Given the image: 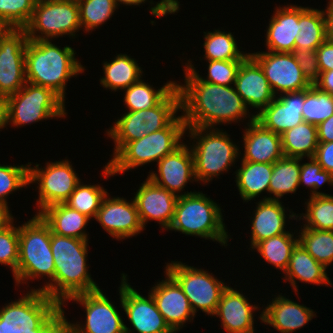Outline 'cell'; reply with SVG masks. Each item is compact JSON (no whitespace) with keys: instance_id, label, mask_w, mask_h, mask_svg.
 Listing matches in <instances>:
<instances>
[{"instance_id":"6da1fadb","label":"cell","mask_w":333,"mask_h":333,"mask_svg":"<svg viewBox=\"0 0 333 333\" xmlns=\"http://www.w3.org/2000/svg\"><path fill=\"white\" fill-rule=\"evenodd\" d=\"M51 230L39 215L19 225V261L13 274L15 283L47 276L48 283L39 289H31L5 306H27L38 310H54L55 264L51 250ZM25 281V282H24Z\"/></svg>"},{"instance_id":"7a4b0ae2","label":"cell","mask_w":333,"mask_h":333,"mask_svg":"<svg viewBox=\"0 0 333 333\" xmlns=\"http://www.w3.org/2000/svg\"><path fill=\"white\" fill-rule=\"evenodd\" d=\"M183 68L185 84L181 85L179 82L176 86L180 93V109L183 110L182 117L186 126L214 128L223 123H238L246 116L250 118V122L255 120V115H249V109L234 85L208 83L186 66Z\"/></svg>"},{"instance_id":"3957f363","label":"cell","mask_w":333,"mask_h":333,"mask_svg":"<svg viewBox=\"0 0 333 333\" xmlns=\"http://www.w3.org/2000/svg\"><path fill=\"white\" fill-rule=\"evenodd\" d=\"M51 250L55 264L54 310L74 295L100 289L89 274L88 240L61 236L51 232Z\"/></svg>"},{"instance_id":"277c9868","label":"cell","mask_w":333,"mask_h":333,"mask_svg":"<svg viewBox=\"0 0 333 333\" xmlns=\"http://www.w3.org/2000/svg\"><path fill=\"white\" fill-rule=\"evenodd\" d=\"M52 40H27L25 51L26 82L52 89L65 101L66 85L70 78L84 72L70 46L62 49Z\"/></svg>"},{"instance_id":"5b68a950","label":"cell","mask_w":333,"mask_h":333,"mask_svg":"<svg viewBox=\"0 0 333 333\" xmlns=\"http://www.w3.org/2000/svg\"><path fill=\"white\" fill-rule=\"evenodd\" d=\"M185 134V121L182 115L177 116L166 128L128 142L105 165L102 176L106 179L147 163L158 162L183 144Z\"/></svg>"},{"instance_id":"8992f818","label":"cell","mask_w":333,"mask_h":333,"mask_svg":"<svg viewBox=\"0 0 333 333\" xmlns=\"http://www.w3.org/2000/svg\"><path fill=\"white\" fill-rule=\"evenodd\" d=\"M223 209L210 197L202 192H194L179 196L175 205L172 224L168 230L182 232L190 236H197L217 241L228 246L229 235L226 231Z\"/></svg>"},{"instance_id":"52a82bcc","label":"cell","mask_w":333,"mask_h":333,"mask_svg":"<svg viewBox=\"0 0 333 333\" xmlns=\"http://www.w3.org/2000/svg\"><path fill=\"white\" fill-rule=\"evenodd\" d=\"M217 129V130H216ZM191 139L195 178L204 184L220 176L235 164L241 152L239 146L230 139V135L216 128L186 126ZM223 131V132H222ZM196 141V143H195ZM194 143V144H193Z\"/></svg>"},{"instance_id":"ba28073f","label":"cell","mask_w":333,"mask_h":333,"mask_svg":"<svg viewBox=\"0 0 333 333\" xmlns=\"http://www.w3.org/2000/svg\"><path fill=\"white\" fill-rule=\"evenodd\" d=\"M180 109V93L175 86L156 106L127 111L106 132L115 143L114 157L128 142L166 128Z\"/></svg>"},{"instance_id":"9c48e42d","label":"cell","mask_w":333,"mask_h":333,"mask_svg":"<svg viewBox=\"0 0 333 333\" xmlns=\"http://www.w3.org/2000/svg\"><path fill=\"white\" fill-rule=\"evenodd\" d=\"M65 101L52 89L26 82L5 98L6 125H30L48 118L66 117Z\"/></svg>"},{"instance_id":"30bf717a","label":"cell","mask_w":333,"mask_h":333,"mask_svg":"<svg viewBox=\"0 0 333 333\" xmlns=\"http://www.w3.org/2000/svg\"><path fill=\"white\" fill-rule=\"evenodd\" d=\"M165 272L179 284L195 315L198 309L208 316L215 314L221 295L227 288L222 280L206 270L179 261L167 263Z\"/></svg>"},{"instance_id":"8fae6325","label":"cell","mask_w":333,"mask_h":333,"mask_svg":"<svg viewBox=\"0 0 333 333\" xmlns=\"http://www.w3.org/2000/svg\"><path fill=\"white\" fill-rule=\"evenodd\" d=\"M68 300L76 301L86 311L85 324L70 323L63 308H59L65 323V333H134L123 322L119 311L101 289L72 296ZM79 323V324H78Z\"/></svg>"},{"instance_id":"7c38bea8","label":"cell","mask_w":333,"mask_h":333,"mask_svg":"<svg viewBox=\"0 0 333 333\" xmlns=\"http://www.w3.org/2000/svg\"><path fill=\"white\" fill-rule=\"evenodd\" d=\"M29 40H52L82 29L77 0L65 3H37L24 28Z\"/></svg>"},{"instance_id":"4fadbf2b","label":"cell","mask_w":333,"mask_h":333,"mask_svg":"<svg viewBox=\"0 0 333 333\" xmlns=\"http://www.w3.org/2000/svg\"><path fill=\"white\" fill-rule=\"evenodd\" d=\"M31 165L29 162V184L37 183L39 190L36 215L51 205L65 203L81 182L68 159L47 162L43 168H39L40 164Z\"/></svg>"},{"instance_id":"5bb4252c","label":"cell","mask_w":333,"mask_h":333,"mask_svg":"<svg viewBox=\"0 0 333 333\" xmlns=\"http://www.w3.org/2000/svg\"><path fill=\"white\" fill-rule=\"evenodd\" d=\"M25 29L10 28L0 39V97L17 93L25 84Z\"/></svg>"},{"instance_id":"9a60e30c","label":"cell","mask_w":333,"mask_h":333,"mask_svg":"<svg viewBox=\"0 0 333 333\" xmlns=\"http://www.w3.org/2000/svg\"><path fill=\"white\" fill-rule=\"evenodd\" d=\"M249 55L260 65L276 96L307 89L312 84L307 80L292 53L254 52Z\"/></svg>"},{"instance_id":"2e32d148","label":"cell","mask_w":333,"mask_h":333,"mask_svg":"<svg viewBox=\"0 0 333 333\" xmlns=\"http://www.w3.org/2000/svg\"><path fill=\"white\" fill-rule=\"evenodd\" d=\"M120 305L138 333H175L165 322L150 293L148 299L132 288L127 275L121 274Z\"/></svg>"},{"instance_id":"e0dca14e","label":"cell","mask_w":333,"mask_h":333,"mask_svg":"<svg viewBox=\"0 0 333 333\" xmlns=\"http://www.w3.org/2000/svg\"><path fill=\"white\" fill-rule=\"evenodd\" d=\"M0 333H65V323L58 310L3 306Z\"/></svg>"},{"instance_id":"ac0fdd59","label":"cell","mask_w":333,"mask_h":333,"mask_svg":"<svg viewBox=\"0 0 333 333\" xmlns=\"http://www.w3.org/2000/svg\"><path fill=\"white\" fill-rule=\"evenodd\" d=\"M94 219L118 241L133 237L145 230L134 199L128 201L123 197L112 198L109 193L102 200Z\"/></svg>"},{"instance_id":"d6986e66","label":"cell","mask_w":333,"mask_h":333,"mask_svg":"<svg viewBox=\"0 0 333 333\" xmlns=\"http://www.w3.org/2000/svg\"><path fill=\"white\" fill-rule=\"evenodd\" d=\"M157 165L158 171H149L150 174L147 176L152 182L167 189L177 197L194 193V191H187V193L178 194L183 191L188 181L197 182L195 178L194 157L189 146L183 143L173 153L159 160Z\"/></svg>"},{"instance_id":"ffe728a7","label":"cell","mask_w":333,"mask_h":333,"mask_svg":"<svg viewBox=\"0 0 333 333\" xmlns=\"http://www.w3.org/2000/svg\"><path fill=\"white\" fill-rule=\"evenodd\" d=\"M165 277V280L157 282L149 293L165 322L176 333L185 327L186 321L191 322L196 315L179 284L167 272Z\"/></svg>"},{"instance_id":"44dd1931","label":"cell","mask_w":333,"mask_h":333,"mask_svg":"<svg viewBox=\"0 0 333 333\" xmlns=\"http://www.w3.org/2000/svg\"><path fill=\"white\" fill-rule=\"evenodd\" d=\"M177 198L149 178L143 181L133 198L143 227L148 221L155 220L159 222L161 228L168 230L174 218Z\"/></svg>"},{"instance_id":"7402d4cb","label":"cell","mask_w":333,"mask_h":333,"mask_svg":"<svg viewBox=\"0 0 333 333\" xmlns=\"http://www.w3.org/2000/svg\"><path fill=\"white\" fill-rule=\"evenodd\" d=\"M304 101L305 89L278 94L266 108L255 116V120L265 129L282 135L304 121L302 117Z\"/></svg>"},{"instance_id":"603a6c76","label":"cell","mask_w":333,"mask_h":333,"mask_svg":"<svg viewBox=\"0 0 333 333\" xmlns=\"http://www.w3.org/2000/svg\"><path fill=\"white\" fill-rule=\"evenodd\" d=\"M234 87L248 109L249 107L259 109L255 116L276 97L262 68L250 55L241 62Z\"/></svg>"},{"instance_id":"cb8c5ba5","label":"cell","mask_w":333,"mask_h":333,"mask_svg":"<svg viewBox=\"0 0 333 333\" xmlns=\"http://www.w3.org/2000/svg\"><path fill=\"white\" fill-rule=\"evenodd\" d=\"M248 300L231 286L223 291L213 316L221 319V325L227 333H256L253 313L260 307L250 304Z\"/></svg>"},{"instance_id":"d4e9b609","label":"cell","mask_w":333,"mask_h":333,"mask_svg":"<svg viewBox=\"0 0 333 333\" xmlns=\"http://www.w3.org/2000/svg\"><path fill=\"white\" fill-rule=\"evenodd\" d=\"M313 317H317L313 309L279 294L263 308L259 319L281 333H292L305 326Z\"/></svg>"},{"instance_id":"484cf974","label":"cell","mask_w":333,"mask_h":333,"mask_svg":"<svg viewBox=\"0 0 333 333\" xmlns=\"http://www.w3.org/2000/svg\"><path fill=\"white\" fill-rule=\"evenodd\" d=\"M242 137L244 153L241 161L273 164L284 156L281 135L265 129L256 120L247 123Z\"/></svg>"},{"instance_id":"4316f807","label":"cell","mask_w":333,"mask_h":333,"mask_svg":"<svg viewBox=\"0 0 333 333\" xmlns=\"http://www.w3.org/2000/svg\"><path fill=\"white\" fill-rule=\"evenodd\" d=\"M266 31V49L271 52L292 53L295 39L300 31L299 6L277 7L269 19Z\"/></svg>"},{"instance_id":"83f0119b","label":"cell","mask_w":333,"mask_h":333,"mask_svg":"<svg viewBox=\"0 0 333 333\" xmlns=\"http://www.w3.org/2000/svg\"><path fill=\"white\" fill-rule=\"evenodd\" d=\"M261 200L257 203L256 210L253 211L250 238V248L252 249L265 239L288 232L285 230L287 216L283 202Z\"/></svg>"},{"instance_id":"f1b7e54d","label":"cell","mask_w":333,"mask_h":333,"mask_svg":"<svg viewBox=\"0 0 333 333\" xmlns=\"http://www.w3.org/2000/svg\"><path fill=\"white\" fill-rule=\"evenodd\" d=\"M326 269L322 264L318 263L305 249L298 243L292 251L289 265L284 272L283 279L289 281L295 293L298 291L299 281L313 285L331 286ZM296 279V280H295Z\"/></svg>"},{"instance_id":"f546056e","label":"cell","mask_w":333,"mask_h":333,"mask_svg":"<svg viewBox=\"0 0 333 333\" xmlns=\"http://www.w3.org/2000/svg\"><path fill=\"white\" fill-rule=\"evenodd\" d=\"M50 227L51 232L61 235L89 240V234L84 230L90 220L84 214L71 209L65 203H58L47 207L38 214Z\"/></svg>"},{"instance_id":"4dcf8cb0","label":"cell","mask_w":333,"mask_h":333,"mask_svg":"<svg viewBox=\"0 0 333 333\" xmlns=\"http://www.w3.org/2000/svg\"><path fill=\"white\" fill-rule=\"evenodd\" d=\"M273 164L241 161L235 171L236 186L243 202L254 200L262 192H269Z\"/></svg>"},{"instance_id":"1f68e13d","label":"cell","mask_w":333,"mask_h":333,"mask_svg":"<svg viewBox=\"0 0 333 333\" xmlns=\"http://www.w3.org/2000/svg\"><path fill=\"white\" fill-rule=\"evenodd\" d=\"M299 23L295 49L316 51L327 39L325 10L299 6Z\"/></svg>"},{"instance_id":"d6a6232c","label":"cell","mask_w":333,"mask_h":333,"mask_svg":"<svg viewBox=\"0 0 333 333\" xmlns=\"http://www.w3.org/2000/svg\"><path fill=\"white\" fill-rule=\"evenodd\" d=\"M113 59L103 63L104 77L100 78V84L105 89L124 90L142 78L143 70L134 58L120 53Z\"/></svg>"},{"instance_id":"836d02e7","label":"cell","mask_w":333,"mask_h":333,"mask_svg":"<svg viewBox=\"0 0 333 333\" xmlns=\"http://www.w3.org/2000/svg\"><path fill=\"white\" fill-rule=\"evenodd\" d=\"M303 158L283 156L273 163L272 177L269 184L270 197L263 200H280L286 194L296 193L299 185V174Z\"/></svg>"},{"instance_id":"e575fe53","label":"cell","mask_w":333,"mask_h":333,"mask_svg":"<svg viewBox=\"0 0 333 333\" xmlns=\"http://www.w3.org/2000/svg\"><path fill=\"white\" fill-rule=\"evenodd\" d=\"M282 151L286 157H314L318 146L317 126L303 121L281 135Z\"/></svg>"},{"instance_id":"d590c367","label":"cell","mask_w":333,"mask_h":333,"mask_svg":"<svg viewBox=\"0 0 333 333\" xmlns=\"http://www.w3.org/2000/svg\"><path fill=\"white\" fill-rule=\"evenodd\" d=\"M291 233L288 231L287 233L265 239L259 242L253 248V251L256 249L265 262L267 261V263L272 264L278 270L280 269L284 274L289 265L292 251L299 243L298 236L295 237Z\"/></svg>"},{"instance_id":"8d00e7d4","label":"cell","mask_w":333,"mask_h":333,"mask_svg":"<svg viewBox=\"0 0 333 333\" xmlns=\"http://www.w3.org/2000/svg\"><path fill=\"white\" fill-rule=\"evenodd\" d=\"M176 83V81H169L160 87V89L155 90L152 85L140 79L138 82L124 89V105H126L128 111L152 108L176 86Z\"/></svg>"},{"instance_id":"74e56055","label":"cell","mask_w":333,"mask_h":333,"mask_svg":"<svg viewBox=\"0 0 333 333\" xmlns=\"http://www.w3.org/2000/svg\"><path fill=\"white\" fill-rule=\"evenodd\" d=\"M204 34L203 48L206 60H244L249 55V53L239 51L237 40L230 31L215 29L212 32H204Z\"/></svg>"},{"instance_id":"f35d334b","label":"cell","mask_w":333,"mask_h":333,"mask_svg":"<svg viewBox=\"0 0 333 333\" xmlns=\"http://www.w3.org/2000/svg\"><path fill=\"white\" fill-rule=\"evenodd\" d=\"M299 243L325 268L333 264V231L301 228Z\"/></svg>"},{"instance_id":"ab89813d","label":"cell","mask_w":333,"mask_h":333,"mask_svg":"<svg viewBox=\"0 0 333 333\" xmlns=\"http://www.w3.org/2000/svg\"><path fill=\"white\" fill-rule=\"evenodd\" d=\"M305 204L306 213L298 218L305 220L301 227L333 231V195L309 196Z\"/></svg>"},{"instance_id":"60d3db41","label":"cell","mask_w":333,"mask_h":333,"mask_svg":"<svg viewBox=\"0 0 333 333\" xmlns=\"http://www.w3.org/2000/svg\"><path fill=\"white\" fill-rule=\"evenodd\" d=\"M333 115V95L319 90L314 84L305 89L302 117L305 122L319 125Z\"/></svg>"},{"instance_id":"b9f144b4","label":"cell","mask_w":333,"mask_h":333,"mask_svg":"<svg viewBox=\"0 0 333 333\" xmlns=\"http://www.w3.org/2000/svg\"><path fill=\"white\" fill-rule=\"evenodd\" d=\"M105 190L106 189L98 184L87 185L80 182L65 204L90 219L95 218L100 209L102 200L108 193Z\"/></svg>"},{"instance_id":"7bdbcfd3","label":"cell","mask_w":333,"mask_h":333,"mask_svg":"<svg viewBox=\"0 0 333 333\" xmlns=\"http://www.w3.org/2000/svg\"><path fill=\"white\" fill-rule=\"evenodd\" d=\"M83 31L91 32L109 20L118 9L115 0H77Z\"/></svg>"},{"instance_id":"ee69618b","label":"cell","mask_w":333,"mask_h":333,"mask_svg":"<svg viewBox=\"0 0 333 333\" xmlns=\"http://www.w3.org/2000/svg\"><path fill=\"white\" fill-rule=\"evenodd\" d=\"M35 5V0H0V21L12 29H24Z\"/></svg>"},{"instance_id":"f6af8a7d","label":"cell","mask_w":333,"mask_h":333,"mask_svg":"<svg viewBox=\"0 0 333 333\" xmlns=\"http://www.w3.org/2000/svg\"><path fill=\"white\" fill-rule=\"evenodd\" d=\"M243 60H206L208 62V74L206 79L201 77L194 65H192V61H187L186 67L189 70L194 71L198 75V77L208 83L218 84L221 86H232L234 85L236 80V74L239 69V66Z\"/></svg>"},{"instance_id":"bcb514c9","label":"cell","mask_w":333,"mask_h":333,"mask_svg":"<svg viewBox=\"0 0 333 333\" xmlns=\"http://www.w3.org/2000/svg\"><path fill=\"white\" fill-rule=\"evenodd\" d=\"M29 186V163L26 165L0 164V202L8 204L7 197L13 191Z\"/></svg>"},{"instance_id":"7dc6e473","label":"cell","mask_w":333,"mask_h":333,"mask_svg":"<svg viewBox=\"0 0 333 333\" xmlns=\"http://www.w3.org/2000/svg\"><path fill=\"white\" fill-rule=\"evenodd\" d=\"M309 162L301 164L299 174V185H306L311 192L310 196L326 195L318 189L325 183L333 186V174L322 169L321 165L313 158H308Z\"/></svg>"},{"instance_id":"c3c4849f","label":"cell","mask_w":333,"mask_h":333,"mask_svg":"<svg viewBox=\"0 0 333 333\" xmlns=\"http://www.w3.org/2000/svg\"><path fill=\"white\" fill-rule=\"evenodd\" d=\"M13 223L0 230V264L9 266L14 274L19 261V226Z\"/></svg>"},{"instance_id":"681fc988","label":"cell","mask_w":333,"mask_h":333,"mask_svg":"<svg viewBox=\"0 0 333 333\" xmlns=\"http://www.w3.org/2000/svg\"><path fill=\"white\" fill-rule=\"evenodd\" d=\"M292 54L307 80L313 85L319 79L321 73L316 51L294 49Z\"/></svg>"},{"instance_id":"f907efd6","label":"cell","mask_w":333,"mask_h":333,"mask_svg":"<svg viewBox=\"0 0 333 333\" xmlns=\"http://www.w3.org/2000/svg\"><path fill=\"white\" fill-rule=\"evenodd\" d=\"M322 167L333 174V141L318 142V146L313 157Z\"/></svg>"},{"instance_id":"816d5d0a","label":"cell","mask_w":333,"mask_h":333,"mask_svg":"<svg viewBox=\"0 0 333 333\" xmlns=\"http://www.w3.org/2000/svg\"><path fill=\"white\" fill-rule=\"evenodd\" d=\"M320 72L333 70V42L326 39L317 49Z\"/></svg>"},{"instance_id":"f5cc1de1","label":"cell","mask_w":333,"mask_h":333,"mask_svg":"<svg viewBox=\"0 0 333 333\" xmlns=\"http://www.w3.org/2000/svg\"><path fill=\"white\" fill-rule=\"evenodd\" d=\"M318 142L333 141V115L317 125Z\"/></svg>"},{"instance_id":"db71d44e","label":"cell","mask_w":333,"mask_h":333,"mask_svg":"<svg viewBox=\"0 0 333 333\" xmlns=\"http://www.w3.org/2000/svg\"><path fill=\"white\" fill-rule=\"evenodd\" d=\"M314 85L319 90L333 95V70L321 72L319 79Z\"/></svg>"},{"instance_id":"11a10c76","label":"cell","mask_w":333,"mask_h":333,"mask_svg":"<svg viewBox=\"0 0 333 333\" xmlns=\"http://www.w3.org/2000/svg\"><path fill=\"white\" fill-rule=\"evenodd\" d=\"M8 205L0 202V230L6 228L14 221Z\"/></svg>"},{"instance_id":"9f6ffc18","label":"cell","mask_w":333,"mask_h":333,"mask_svg":"<svg viewBox=\"0 0 333 333\" xmlns=\"http://www.w3.org/2000/svg\"><path fill=\"white\" fill-rule=\"evenodd\" d=\"M325 15L327 21V39L333 42V5H327Z\"/></svg>"},{"instance_id":"6f0895ef","label":"cell","mask_w":333,"mask_h":333,"mask_svg":"<svg viewBox=\"0 0 333 333\" xmlns=\"http://www.w3.org/2000/svg\"><path fill=\"white\" fill-rule=\"evenodd\" d=\"M6 127L5 98L0 97V129Z\"/></svg>"},{"instance_id":"680465c9","label":"cell","mask_w":333,"mask_h":333,"mask_svg":"<svg viewBox=\"0 0 333 333\" xmlns=\"http://www.w3.org/2000/svg\"><path fill=\"white\" fill-rule=\"evenodd\" d=\"M116 1V4H117V6H119L120 4H124V5H128V6H135V5H141V4H143V3H145V2H147V0H115ZM120 3V4H119Z\"/></svg>"},{"instance_id":"91938a15","label":"cell","mask_w":333,"mask_h":333,"mask_svg":"<svg viewBox=\"0 0 333 333\" xmlns=\"http://www.w3.org/2000/svg\"><path fill=\"white\" fill-rule=\"evenodd\" d=\"M74 0H35L36 4L37 3H65V2H70Z\"/></svg>"},{"instance_id":"94428289","label":"cell","mask_w":333,"mask_h":333,"mask_svg":"<svg viewBox=\"0 0 333 333\" xmlns=\"http://www.w3.org/2000/svg\"><path fill=\"white\" fill-rule=\"evenodd\" d=\"M10 28L5 25L3 22L0 21V39L4 36V34L9 30Z\"/></svg>"},{"instance_id":"6125c7cd","label":"cell","mask_w":333,"mask_h":333,"mask_svg":"<svg viewBox=\"0 0 333 333\" xmlns=\"http://www.w3.org/2000/svg\"><path fill=\"white\" fill-rule=\"evenodd\" d=\"M328 5H333V0H329Z\"/></svg>"}]
</instances>
